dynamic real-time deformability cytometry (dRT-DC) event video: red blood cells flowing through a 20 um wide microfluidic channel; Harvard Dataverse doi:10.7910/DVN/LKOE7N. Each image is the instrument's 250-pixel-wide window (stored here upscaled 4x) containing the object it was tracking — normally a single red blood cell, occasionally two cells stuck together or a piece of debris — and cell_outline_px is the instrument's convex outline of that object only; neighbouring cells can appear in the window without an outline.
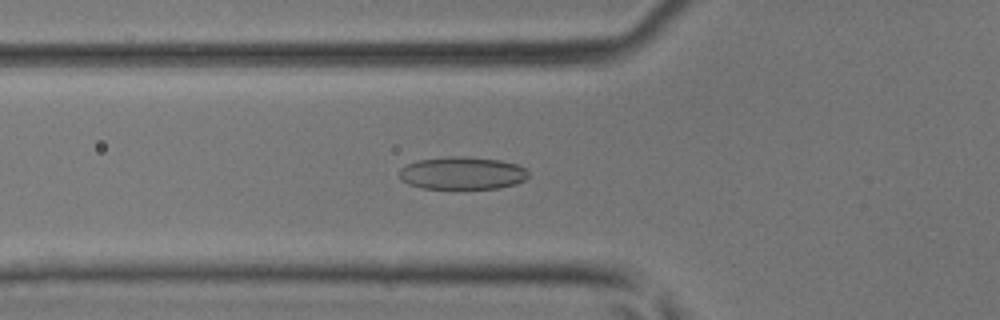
{"species": "common noctule bat (a hibernating species)", "species_latin": "Nyctalus noctula", "temperature_condition": "room temperature", "stored_images_in_passage": 34, "camera_frame_rate_fps": 3000, "um_per_image_px": 0.085, "animal": {"sex": "male", "body_mass_g": 17.9, "forearm_length_mm": 54.2}, "frame": {"image": 1, "passage_image": 9, "time_ms": 2.667, "image_size_px": [1000, 320], "cell_outline_px": [[528, 176], [524, 180], [516, 184], [500, 188], [420, 188], [408, 184], [400, 180], [400, 168], [416, 160], [448, 156], [468, 156], [500, 160], [516, 164], [524, 168], [528, 172]], "centroid_in_image_um": [39.27, 14.71], "position_along_channel_um": 86.5, "area_um2": 24.68}}
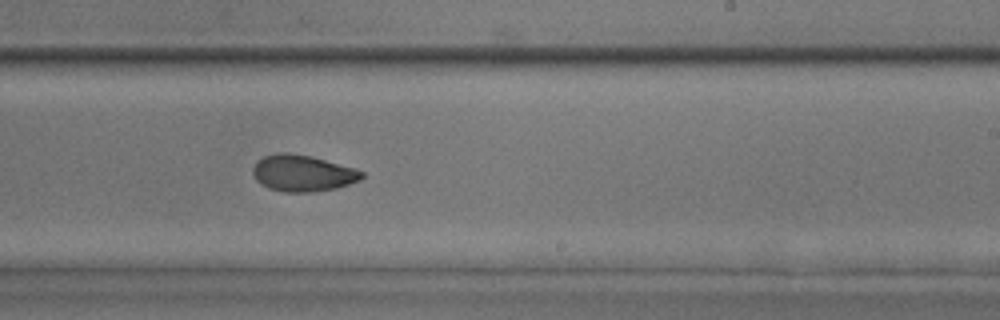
{"frame": {"image": 2, "passage_image": 21, "time_ms": 6.667, "image_size_px": [1000, 320], "cell_outline_px": [[364, 176], [360, 180], [336, 188], [312, 192], [284, 192], [268, 188], [260, 184], [256, 180], [252, 172], [252, 168], [264, 156], [276, 152], [288, 152], [312, 156], [352, 168], [364, 172]], "centroid_in_image_um": [25.7, 14.72], "position_along_channel_um": 263.3, "area_um2": 23.06}}
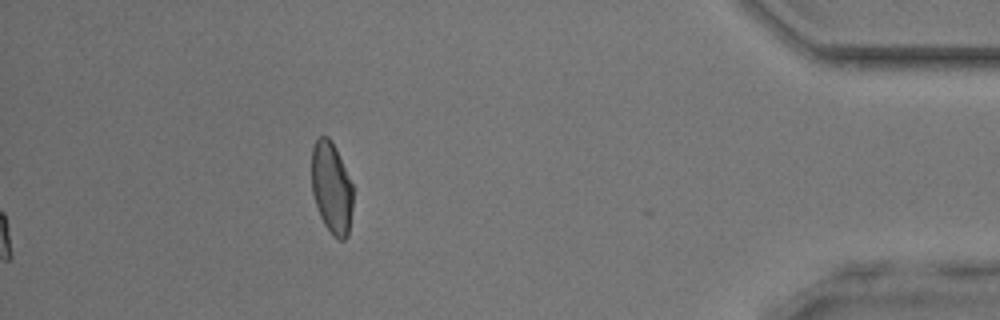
{"frame": {"image": 3, "passage_image": 34, "time_ms": 11.0, "image_size_px": [1000, 320], "cell_outline_px": [[352, 208], [348, 236], [344, 240], [340, 240], [332, 236], [324, 224], [320, 216], [312, 192], [312, 148], [316, 136], [328, 136], [332, 140], [352, 184]], "centroid_in_image_um": [28.17, 15.96], "position_along_channel_um": 407.0, "area_um2": 22.14}}